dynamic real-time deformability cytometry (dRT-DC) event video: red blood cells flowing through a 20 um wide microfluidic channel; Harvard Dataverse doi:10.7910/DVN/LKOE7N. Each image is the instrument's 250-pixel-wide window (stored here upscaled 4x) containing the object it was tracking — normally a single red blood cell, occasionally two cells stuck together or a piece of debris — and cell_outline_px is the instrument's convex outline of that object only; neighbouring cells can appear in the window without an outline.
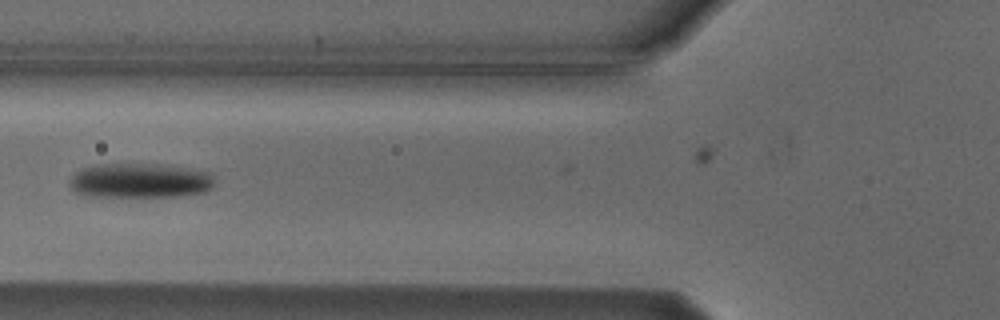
{"species": "Egyptian fruit bat (a non-hibernating species)", "species_latin": "Rousettus aegyptiacus", "temperature_condition": "cold", "stored_images_in_passage": 9, "camera_frame_rate_fps": 3000, "um_per_image_px": 0.085, "animal": {"sex": "male"}, "frame": {"image": 1, "passage_image": 6, "time_ms": 6.0, "image_size_px": [1000, 320], "cell_outline_px": [[216, 184], [212, 188], [204, 192], [180, 196], [84, 196], [76, 192], [68, 184], [68, 180], [80, 168], [100, 164], [160, 164], [208, 172], [212, 176]], "centroid_in_image_um": [11.87, 15.35], "position_along_channel_um": 113.9, "area_um2": 29.36}}
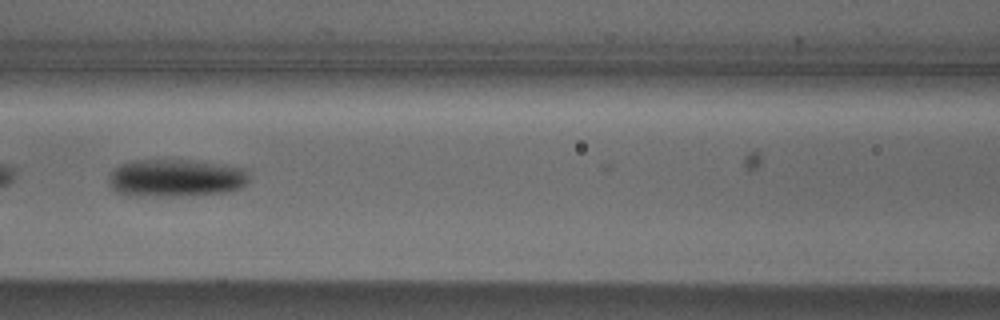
{"frame": {"image": 2, "passage_image": 7, "time_ms": 7.0, "image_size_px": [1000, 320], "cell_outline_px": [[248, 180], [240, 188], [228, 192], [184, 196], [132, 196], [116, 192], [108, 184], [108, 176], [120, 164], [132, 160], [192, 160], [244, 168], [248, 176]], "centroid_in_image_um": [14.9, 15.14], "position_along_channel_um": 151.7, "area_um2": 30.98}}